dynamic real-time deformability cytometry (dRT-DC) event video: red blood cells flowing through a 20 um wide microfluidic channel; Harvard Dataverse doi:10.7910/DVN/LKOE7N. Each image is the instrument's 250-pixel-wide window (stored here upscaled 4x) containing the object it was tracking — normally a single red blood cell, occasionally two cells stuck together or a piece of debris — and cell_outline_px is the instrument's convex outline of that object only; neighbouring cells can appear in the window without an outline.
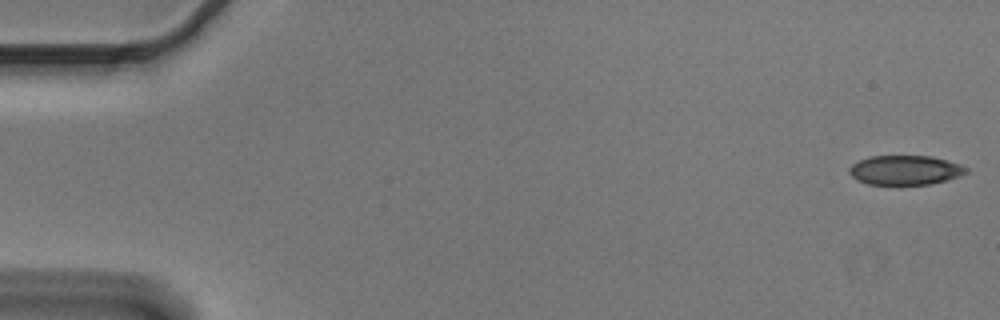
{"species": "Egyptian fruit bat (a non-hibernating species)", "species_latin": "Rousettus aegyptiacus", "temperature_condition": "cold", "stored_images_in_passage": 54, "camera_frame_rate_fps": 3000, "um_per_image_px": 0.085, "animal": {"sex": "male"}, "frame": {"image": 1, "passage_image": 1, "time_ms": 0.0, "image_size_px": [1000, 320], "cell_outline_px": [[968, 172], [944, 180], [928, 184], [868, 184], [856, 180], [848, 172], [848, 168], [852, 164], [868, 156], [932, 156], [960, 164], [968, 168]], "centroid_in_image_um": [76.89, 14.45], "position_along_channel_um": 8.1, "area_um2": 19.88}}
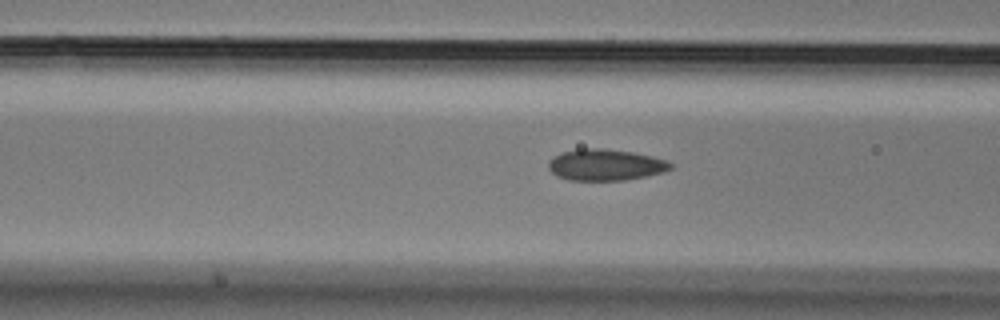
{"frame": {"image": 2, "passage_image": 21, "time_ms": 6.667, "image_size_px": [1000, 320], "cell_outline_px": [[672, 168], [664, 172], [624, 180], [568, 180], [556, 176], [548, 168], [548, 160], [552, 156], [564, 152], [580, 148], [604, 148], [636, 152], [668, 160], [672, 164]], "centroid_in_image_um": [51.46, 14.0], "position_along_channel_um": 115.1, "area_um2": 22.54}}
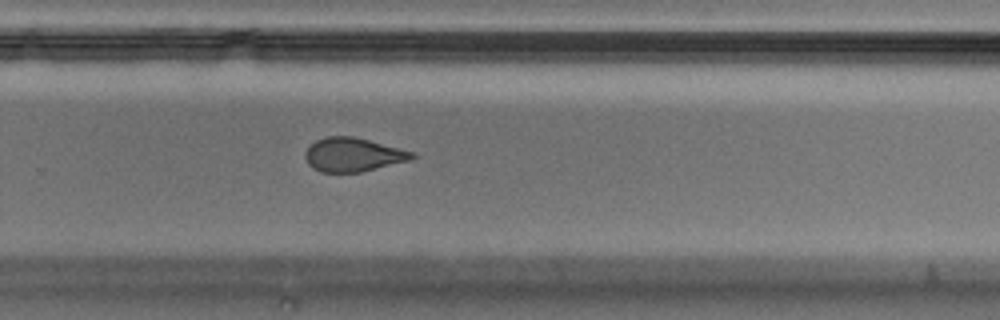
{"frame": {"image": 3, "passage_image": 36, "time_ms": 11.667, "image_size_px": [1000, 320], "cell_outline_px": [[416, 156], [408, 160], [360, 172], [320, 172], [312, 168], [308, 164], [304, 156], [304, 152], [316, 140], [324, 136], [352, 136], [416, 152]], "centroid_in_image_um": [29.97, 13.14], "position_along_channel_um": 299.8, "area_um2": 20.92}, "authors_computed_cell_mechanics": {"area_um2": 21.5016, "velocity_mm_per_s": 3.6961, "shape_relaxation_time_tau1_ms": 8.2389, "shape_relaxation_time_tau2_ms": 1.9471, "deformation_change_tau1": 0.1544, "deformation_change_tau2": 0.0729}}